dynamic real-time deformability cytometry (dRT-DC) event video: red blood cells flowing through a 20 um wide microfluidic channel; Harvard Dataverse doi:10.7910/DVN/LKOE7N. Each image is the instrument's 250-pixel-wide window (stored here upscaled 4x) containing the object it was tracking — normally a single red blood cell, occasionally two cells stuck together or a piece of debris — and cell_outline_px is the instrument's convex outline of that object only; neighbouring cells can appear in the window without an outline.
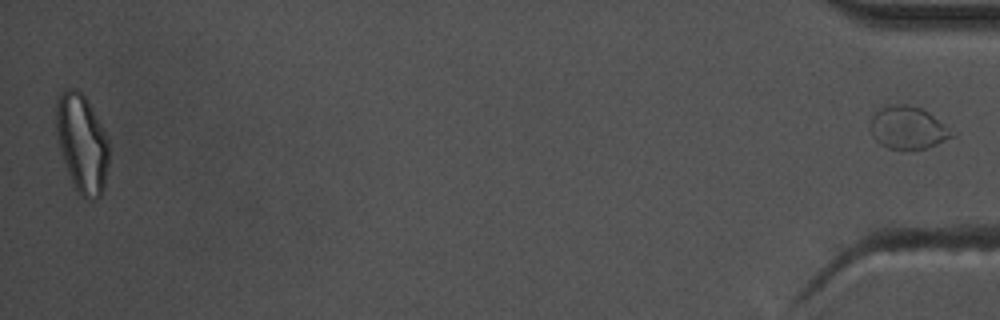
{"species": "common noctule bat (a hibernating species)", "species_latin": "Nyctalus noctula", "temperature_condition": "warm", "stored_images_in_passage": 54, "segment_of_instrument_passage": [2, 2], "camera_frame_rate_fps": 3000, "um_per_image_px": 0.085, "animal": {"sex": "male", "body_mass_g": 17.5, "forearm_length_mm": 52.3}, "frame": {"image": 1, "passage_image": 54, "time_ms": 17.667, "image_size_px": [1000, 320], "cell_outline_px": [[960, 132], [956, 136], [928, 148], [888, 148], [880, 144], [872, 136], [868, 128], [872, 116], [880, 108], [892, 104], [908, 104], [920, 108], [928, 112]], "centroid_in_image_um": [77.24, 10.85], "position_along_channel_um": 358.0, "area_um2": 20.75}}